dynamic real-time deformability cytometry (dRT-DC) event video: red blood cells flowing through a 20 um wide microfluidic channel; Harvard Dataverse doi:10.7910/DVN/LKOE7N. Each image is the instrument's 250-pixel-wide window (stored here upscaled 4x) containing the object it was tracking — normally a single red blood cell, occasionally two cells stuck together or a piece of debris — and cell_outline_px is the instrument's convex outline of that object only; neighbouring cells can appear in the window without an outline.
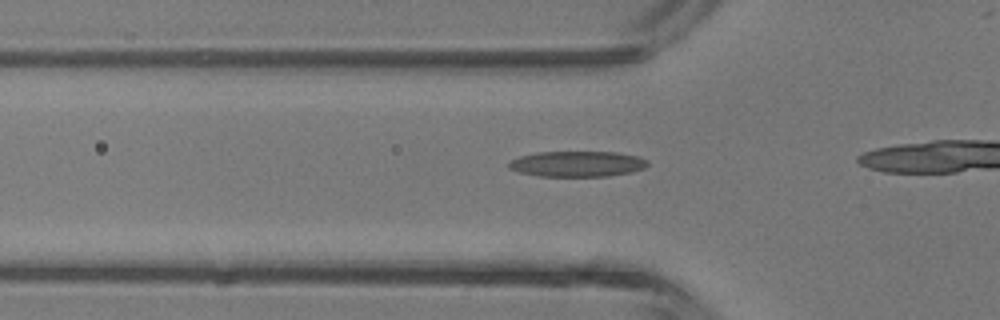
{"species": "common noctule bat (a hibernating species)", "species_latin": "Nyctalus noctula", "temperature_condition": "room temperature", "stored_images_in_passage": 14, "camera_frame_rate_fps": 3000, "um_per_image_px": 0.085, "animal": {"sex": "male", "body_mass_g": 13.3}, "frame": {"image": 1, "passage_image": 10, "time_ms": 3.0, "image_size_px": [1000, 320], "cell_outline_px": [[648, 164], [644, 168], [632, 172], [608, 176], [540, 176], [520, 172], [508, 168], [508, 160], [520, 156], [536, 152], [616, 152], [640, 156], [648, 160]], "centroid_in_image_um": [49.07, 13.92], "position_along_channel_um": 76.7, "area_um2": 20.87}}